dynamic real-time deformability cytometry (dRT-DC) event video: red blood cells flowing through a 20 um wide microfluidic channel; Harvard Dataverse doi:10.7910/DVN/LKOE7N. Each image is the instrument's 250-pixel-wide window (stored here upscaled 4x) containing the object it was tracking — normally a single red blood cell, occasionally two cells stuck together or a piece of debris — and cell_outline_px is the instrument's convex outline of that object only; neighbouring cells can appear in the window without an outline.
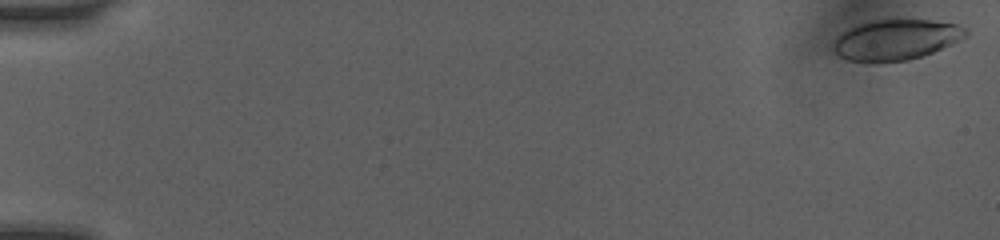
{"species": "human", "species_latin": "Homo sapiens", "temperature_condition": "room temperature", "stored_images_in_passage": 29, "camera_frame_rate_fps": 3000, "um_per_image_px": 0.085, "donor": {"sex": "female"}, "frame": {"image": 1, "passage_image": 1, "time_ms": 0.0, "image_size_px": [1000, 240], "cell_outline_px": [[968, 32], [964, 36], [932, 52], [908, 60], [848, 60], [840, 56], [832, 48], [832, 44], [844, 32], [868, 20], [932, 20], [956, 24], [964, 28]], "centroid_in_image_um": [76.14, 3.35], "position_along_channel_um": 8.9, "area_um2": 30.0}}
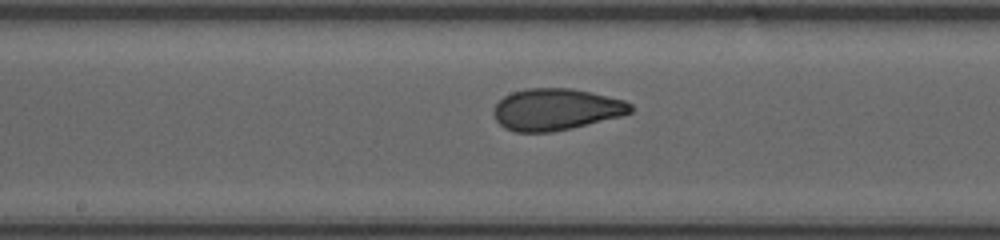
{"frame": {"image": 2, "passage_image": 16, "time_ms": 9.0, "image_size_px": [1000, 240], "cell_outline_px": [[632, 112], [620, 116], [572, 128], [552, 132], [516, 132], [504, 128], [496, 120], [492, 112], [496, 104], [504, 96], [512, 92], [528, 88], [572, 88], [592, 92], [624, 100], [632, 104]], "centroid_in_image_um": [47.25, 9.3], "position_along_channel_um": 201.0, "area_um2": 33.29}}
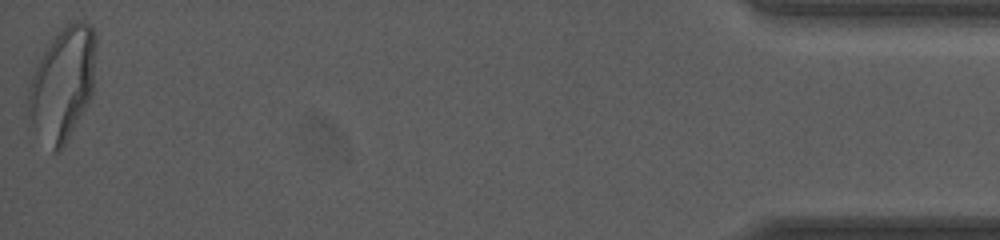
{"frame": {"image": 3, "passage_image": 29, "time_ms": 16.667, "image_size_px": [1000, 240], "cell_outline_px": [[96, 40], [92, 92], [88, 100], [60, 152], [52, 152], [28, 132], [28, 88], [36, 68], [44, 52], [60, 28], [68, 20], [84, 20], [92, 28]], "centroid_in_image_um": [5.26, 7.19], "position_along_channel_um": 429.9, "area_um2": 44.91}, "authors_computed_cell_mechanics": {"area_um2": 33.2928, "velocity_mm_per_s": 4.0958, "shape_relaxation_time_tau1_ms": 7.2604, "shape_relaxation_time_tau2_ms": null, "deformation_change_tau1": 0.1798, "deformation_change_tau2": null}}